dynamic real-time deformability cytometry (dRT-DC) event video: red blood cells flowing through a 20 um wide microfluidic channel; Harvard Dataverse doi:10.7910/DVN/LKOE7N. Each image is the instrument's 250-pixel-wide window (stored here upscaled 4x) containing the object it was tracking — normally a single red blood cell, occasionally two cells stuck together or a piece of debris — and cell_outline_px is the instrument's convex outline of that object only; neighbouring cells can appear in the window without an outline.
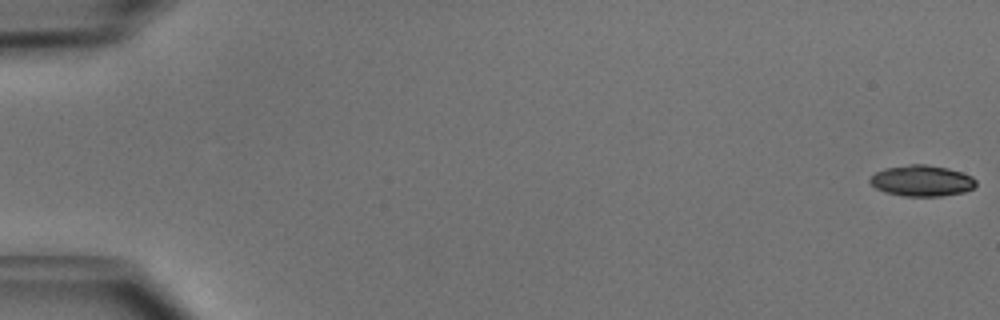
{"species": "common noctule bat (a hibernating species)", "species_latin": "Nyctalus noctula", "temperature_condition": "cold", "stored_images_in_passage": 51, "camera_frame_rate_fps": 3000, "um_per_image_px": 0.085, "animal": {"sex": "male", "body_mass_g": 15.6}, "frame": {"image": 1, "passage_image": 1, "time_ms": 0.0, "image_size_px": [1000, 320], "cell_outline_px": [[976, 184], [972, 188], [964, 192], [940, 196], [904, 196], [884, 192], [876, 188], [868, 180], [876, 172], [884, 168], [908, 164], [924, 164], [948, 168], [972, 176], [976, 180]], "centroid_in_image_um": [78.34, 15.36], "position_along_channel_um": 6.7, "area_um2": 19.13}}
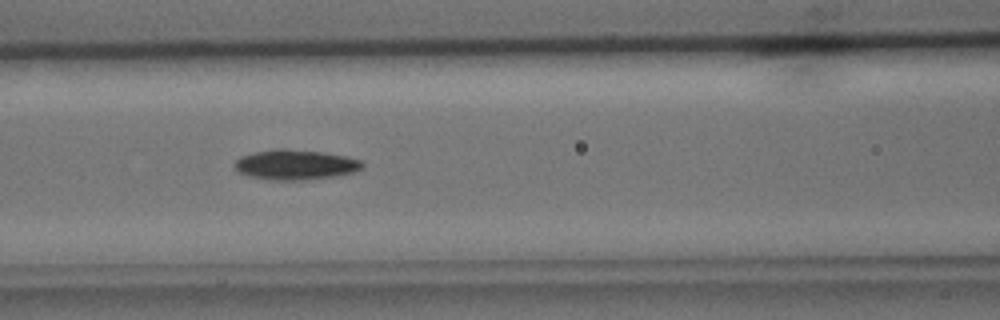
{"frame": {"image": 2, "passage_image": 23, "time_ms": 7.333, "image_size_px": [1000, 320], "cell_outline_px": [[364, 168], [352, 172], [336, 176], [300, 180], [276, 180], [248, 176], [236, 172], [232, 164], [240, 156], [252, 152], [276, 148], [284, 148], [324, 152], [348, 156], [364, 160]], "centroid_in_image_um": [25.1, 13.98], "position_along_channel_um": 141.5, "area_um2": 22.83}}
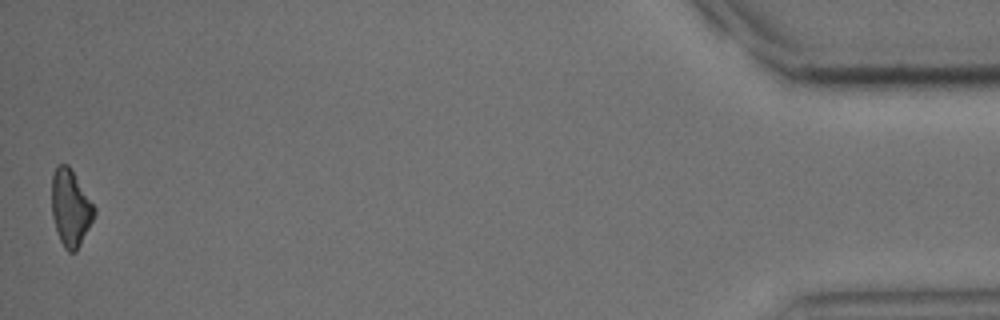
{"frame": {"image": 3, "passage_image": 51, "time_ms": 16.667, "image_size_px": [1000, 320], "cell_outline_px": [[96, 212], [76, 252], [68, 252], [64, 248], [60, 240], [52, 216], [52, 176], [56, 164], [68, 164], [76, 176], [96, 208]], "centroid_in_image_um": [5.99, 17.65], "position_along_channel_um": 429.2, "area_um2": 18.84}, "authors_computed_cell_mechanics": {"area_um2": 20.3456, "velocity_mm_per_s": 3.9989, "shape_relaxation_time_tau1_ms": 2.3523, "shape_relaxation_time_tau2_ms": null, "deformation_change_tau1": 0.1014, "deformation_change_tau2": null}}